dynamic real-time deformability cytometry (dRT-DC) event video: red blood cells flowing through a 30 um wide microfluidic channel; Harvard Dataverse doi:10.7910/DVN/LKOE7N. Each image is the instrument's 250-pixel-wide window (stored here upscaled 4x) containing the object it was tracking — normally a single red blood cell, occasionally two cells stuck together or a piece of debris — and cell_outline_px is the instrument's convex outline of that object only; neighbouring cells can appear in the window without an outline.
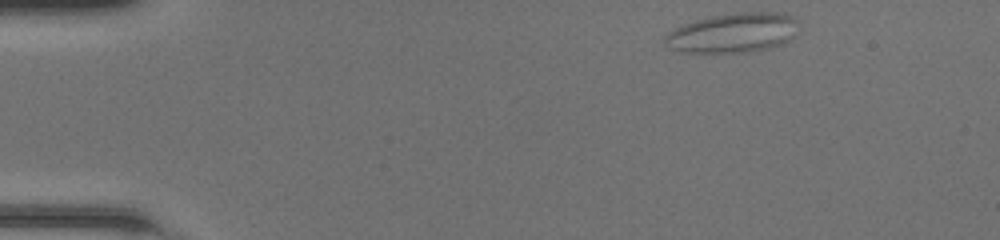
{"species": "common noctule bat (a hibernating species)", "species_latin": "Nyctalus noctula", "temperature_condition": "room temperature", "stored_images_in_passage": 43, "camera_frame_rate_fps": 3000, "um_per_image_px": 0.085, "animal": {"sex": "female", "body_mass_g": 20.0, "forearm_length_mm": 54.0}, "frame": {"image": 1, "passage_image": 1, "time_ms": 0.0, "image_size_px": [1000, 240], "cell_outline_px": [[800, 32], [788, 40], [772, 48], [748, 52], [680, 52], [668, 48], [664, 44], [664, 36], [672, 28], [696, 20], [712, 16], [736, 12], [784, 12], [796, 16], [800, 20]], "centroid_in_image_um": [62.37, 2.78], "position_along_channel_um": 22.6, "area_um2": 31.67}}
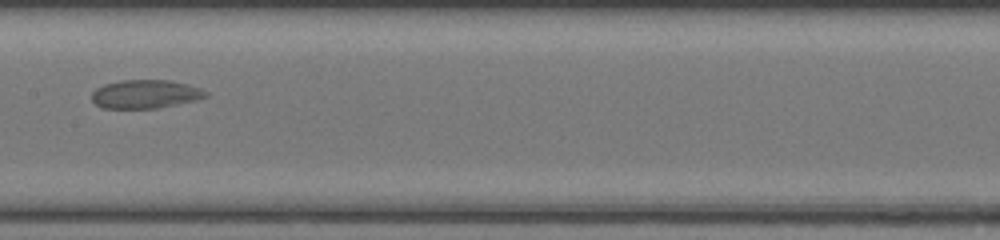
{"frame": {"image": 2, "passage_image": 20, "time_ms": 6.333, "image_size_px": [1000, 240], "cell_outline_px": [[208, 96], [196, 100], [160, 108], [100, 108], [92, 100], [92, 92], [96, 88], [104, 84], [120, 80], [172, 80], [188, 84], [200, 88], [208, 92]], "centroid_in_image_um": [12.36, 7.99], "position_along_channel_um": 195.0, "area_um2": 19.13}}
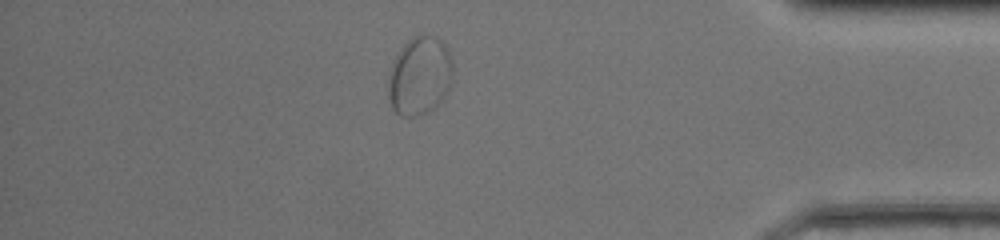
{"frame": {"image": 3, "passage_image": 37, "time_ms": 12.0, "image_size_px": [1000, 240], "cell_outline_px": [[452, 80], [444, 96], [428, 112], [416, 116], [400, 116], [392, 108], [388, 96], [388, 72], [400, 48], [408, 40], [424, 32], [436, 36], [444, 44], [452, 60]], "centroid_in_image_um": [35.65, 6.42], "position_along_channel_um": 399.6, "area_um2": 29.65}}